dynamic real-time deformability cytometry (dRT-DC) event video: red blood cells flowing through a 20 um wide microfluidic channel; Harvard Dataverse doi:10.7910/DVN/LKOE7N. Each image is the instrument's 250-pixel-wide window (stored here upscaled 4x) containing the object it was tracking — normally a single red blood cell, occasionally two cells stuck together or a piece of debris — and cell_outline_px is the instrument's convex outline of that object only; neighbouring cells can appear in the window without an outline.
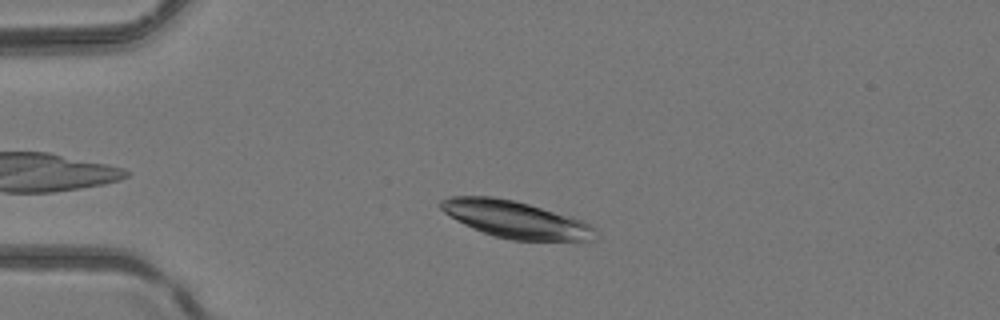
{"species": "common noctule bat (a hibernating species)", "species_latin": "Nyctalus noctula", "temperature_condition": "room temperature", "stored_images_in_passage": 1, "camera_frame_rate_fps": 3000, "um_per_image_px": 0.085, "animal": {"sex": "female", "body_mass_g": 24.6, "forearm_length_mm": 56.2}, "frame": {"image": 1, "passage_image": 1, "time_ms": 0.0, "image_size_px": [1000, 320], "cell_outline_px": [[596, 240], [512, 240], [496, 236], [472, 228], [456, 220], [444, 212], [436, 204], [440, 200], [448, 196], [492, 196], [512, 200], [528, 204], [572, 216], [596, 228]], "centroid_in_image_um": [43.79, 18.64], "position_along_channel_um": 41.2, "area_um2": 33.23}}